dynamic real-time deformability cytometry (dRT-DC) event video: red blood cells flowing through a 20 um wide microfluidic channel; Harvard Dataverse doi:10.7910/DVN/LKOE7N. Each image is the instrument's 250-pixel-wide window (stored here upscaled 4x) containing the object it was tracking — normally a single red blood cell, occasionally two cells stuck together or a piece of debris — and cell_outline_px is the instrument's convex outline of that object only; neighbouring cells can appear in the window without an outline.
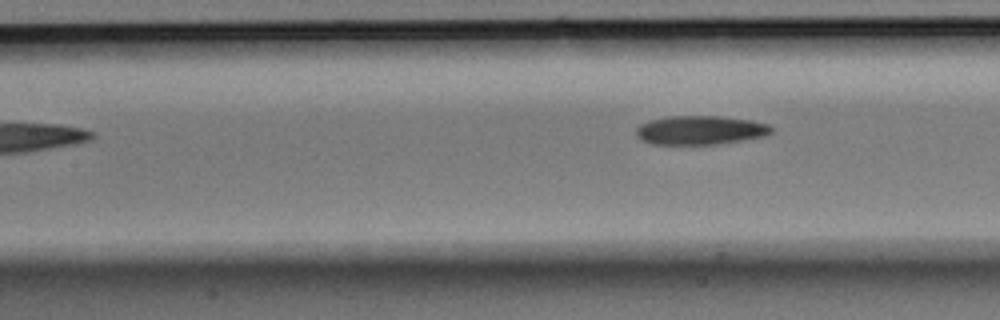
{"species": "Egyptian fruit bat (a non-hibernating species)", "species_latin": "Rousettus aegyptiacus", "temperature_condition": "room temperature", "stored_images_in_passage": 5, "camera_frame_rate_fps": 3000, "um_per_image_px": 0.085, "animal": {"sex": "male"}, "frame": {"image": 1, "passage_image": 5, "time_ms": 1.333, "image_size_px": [1000, 320], "cell_outline_px": [[772, 132], [764, 136], [716, 144], [652, 144], [640, 140], [636, 136], [636, 128], [640, 124], [652, 120], [672, 116], [720, 116], [752, 120], [768, 124], [772, 128]], "centroid_in_image_um": [59.5, 11.06], "position_along_channel_um": 147.9, "area_um2": 22.66}}